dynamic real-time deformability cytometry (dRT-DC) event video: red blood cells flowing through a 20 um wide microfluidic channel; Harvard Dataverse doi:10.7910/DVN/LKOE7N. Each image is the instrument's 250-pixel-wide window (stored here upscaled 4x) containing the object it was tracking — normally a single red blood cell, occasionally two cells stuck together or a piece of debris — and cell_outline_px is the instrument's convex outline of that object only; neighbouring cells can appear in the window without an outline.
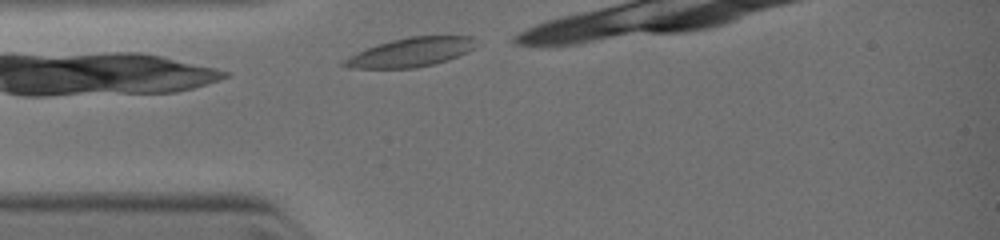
{"species": "common noctule bat (a hibernating species)", "species_latin": "Nyctalus noctula", "temperature_condition": "warm", "stored_images_in_passage": 4, "camera_frame_rate_fps": 3000, "um_per_image_px": 0.085, "animal": {"sex": "female", "body_mass_g": 19.0, "forearm_length_mm": 51.5}, "frame": {"image": 1, "passage_image": 1, "time_ms": 0.0, "image_size_px": [1000, 240], "cell_outline_px": [[480, 44], [476, 48], [468, 52], [448, 60], [416, 68], [348, 68], [340, 64], [348, 56], [368, 48], [392, 40], [412, 36], [472, 36]], "centroid_in_image_um": [34.99, 4.44], "position_along_channel_um": 50.0, "area_um2": 22.31}}